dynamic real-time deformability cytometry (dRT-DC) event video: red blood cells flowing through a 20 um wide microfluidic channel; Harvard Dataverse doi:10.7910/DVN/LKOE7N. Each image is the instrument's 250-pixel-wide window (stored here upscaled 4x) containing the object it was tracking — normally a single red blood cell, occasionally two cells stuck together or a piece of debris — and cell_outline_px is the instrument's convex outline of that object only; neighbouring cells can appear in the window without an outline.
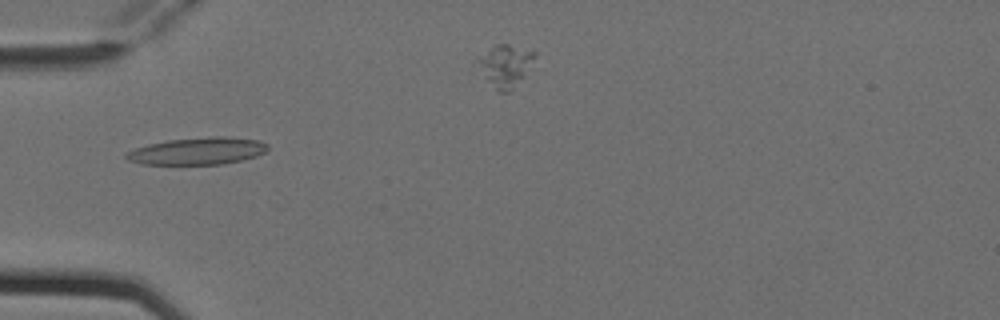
{"species": "Egyptian fruit bat (a non-hibernating species)", "species_latin": "Rousettus aegyptiacus", "temperature_condition": "cold", "stored_images_in_passage": 11, "camera_frame_rate_fps": 3000, "um_per_image_px": 0.085, "animal": {"sex": "female"}, "frame": {"image": 1, "passage_image": 1, "time_ms": 0.0, "image_size_px": [1000, 320], "cell_outline_px": [[268, 148], [264, 152], [256, 156], [224, 164], [140, 164], [128, 160], [124, 156], [128, 152], [136, 148], [148, 144], [168, 140], [212, 136], [224, 136], [260, 140], [268, 144]], "centroid_in_image_um": [16.81, 12.83], "position_along_channel_um": 68.2, "area_um2": 22.31}}
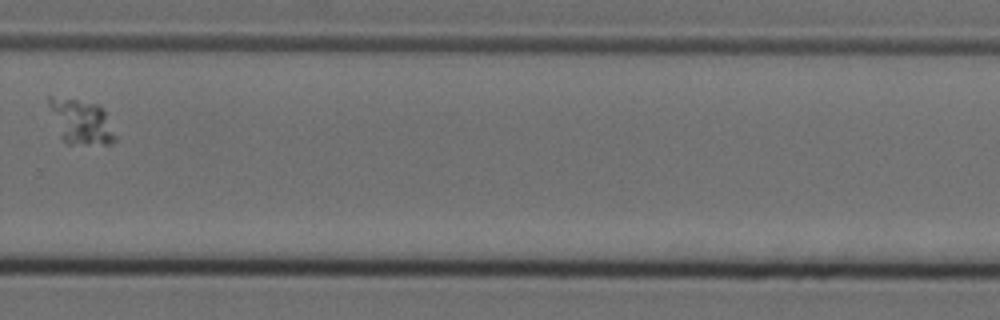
{"frame": {"image": 2, "passage_image": 7, "time_ms": 2.0, "image_size_px": [1000, 320], "cell_outline_px": [[116, 140], [108, 144], [68, 144], [60, 136], [48, 104], [48, 96], [52, 96], [76, 100], [96, 104], [104, 112], [116, 136]], "centroid_in_image_um": [6.87, 10.36], "position_along_channel_um": 322.9, "area_um2": 16.82}}
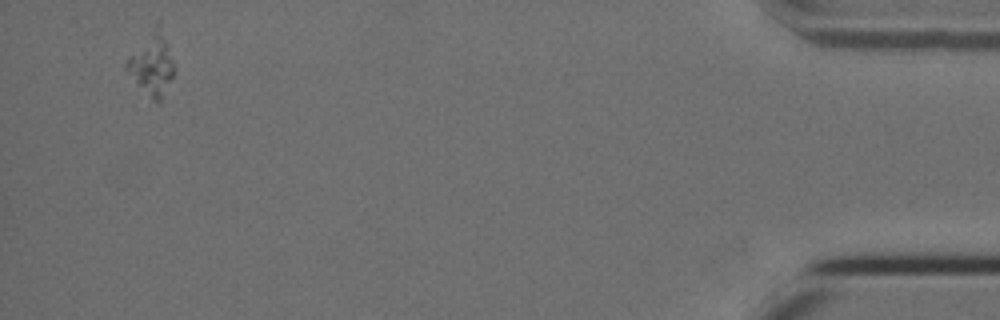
{"frame": {"image": 3, "passage_image": 11, "time_ms": 3.333, "image_size_px": [1000, 320], "cell_outline_px": [[176, 68], [160, 104], [152, 100], [124, 68], [124, 64], [128, 56], [152, 36], [160, 36], [168, 44]], "centroid_in_image_um": [12.92, 5.72], "position_along_channel_um": 422.3, "area_um2": 15.49}}